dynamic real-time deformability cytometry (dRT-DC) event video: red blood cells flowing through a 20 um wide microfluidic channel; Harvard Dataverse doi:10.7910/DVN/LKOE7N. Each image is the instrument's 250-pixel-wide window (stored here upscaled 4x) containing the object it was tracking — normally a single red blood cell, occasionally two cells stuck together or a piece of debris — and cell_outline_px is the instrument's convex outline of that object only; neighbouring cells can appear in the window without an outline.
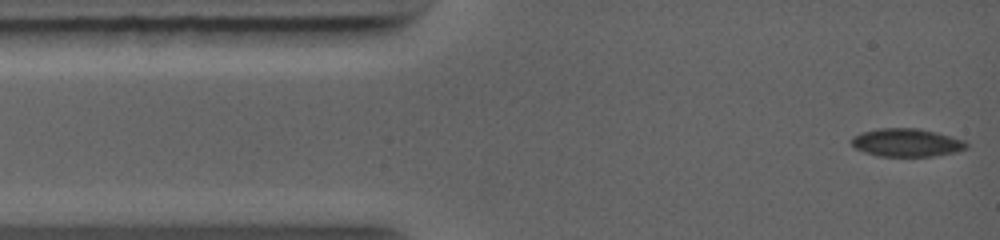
{"species": "common noctule bat (a hibernating species)", "species_latin": "Nyctalus noctula", "temperature_condition": "warm", "stored_images_in_passage": 89, "camera_frame_rate_fps": 5000, "um_per_image_px": 0.085, "animal": {"sex": "female", "body_mass_g": 19.0, "forearm_length_mm": 56.7}, "frame": {"image": 1, "passage_image": 1, "time_ms": 0.0, "image_size_px": [1000, 240], "cell_outline_px": [[968, 148], [956, 152], [932, 156], [880, 156], [864, 152], [856, 148], [852, 144], [852, 136], [860, 132], [880, 128], [920, 128], [936, 132], [964, 140], [968, 144]], "centroid_in_image_um": [77.07, 12.11], "position_along_channel_um": 7.9, "area_um2": 18.84}}
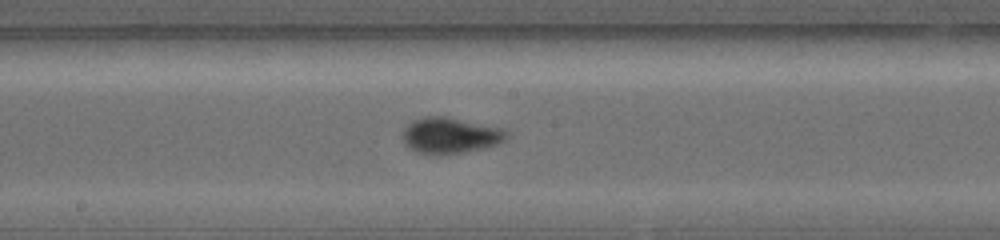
{"frame": {"image": 2, "passage_image": 38, "time_ms": 5.6, "image_size_px": [1000, 240], "cell_outline_px": [[508, 136], [504, 140], [496, 144], [484, 148], [460, 152], [416, 152], [408, 148], [404, 144], [404, 128], [412, 120], [424, 116], [444, 116], [504, 128], [508, 132]], "centroid_in_image_um": [38.28, 11.47], "position_along_channel_um": 209.9, "area_um2": 21.27}}
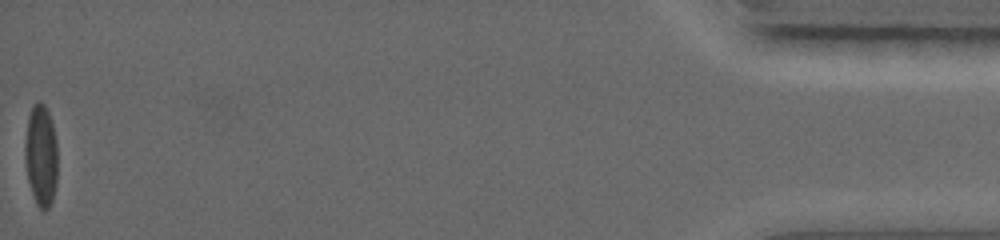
{"frame": {"image": 3, "passage_image": 89, "time_ms": 13.2, "image_size_px": [1000, 240], "cell_outline_px": [[56, 184], [52, 200], [48, 208], [44, 212], [36, 204], [28, 180], [24, 160], [24, 144], [28, 116], [32, 104], [36, 100], [40, 100], [44, 104], [48, 112], [52, 124], [56, 140]], "centroid_in_image_um": [3.45, 13.18], "position_along_channel_um": 431.7, "area_um2": 19.48}}